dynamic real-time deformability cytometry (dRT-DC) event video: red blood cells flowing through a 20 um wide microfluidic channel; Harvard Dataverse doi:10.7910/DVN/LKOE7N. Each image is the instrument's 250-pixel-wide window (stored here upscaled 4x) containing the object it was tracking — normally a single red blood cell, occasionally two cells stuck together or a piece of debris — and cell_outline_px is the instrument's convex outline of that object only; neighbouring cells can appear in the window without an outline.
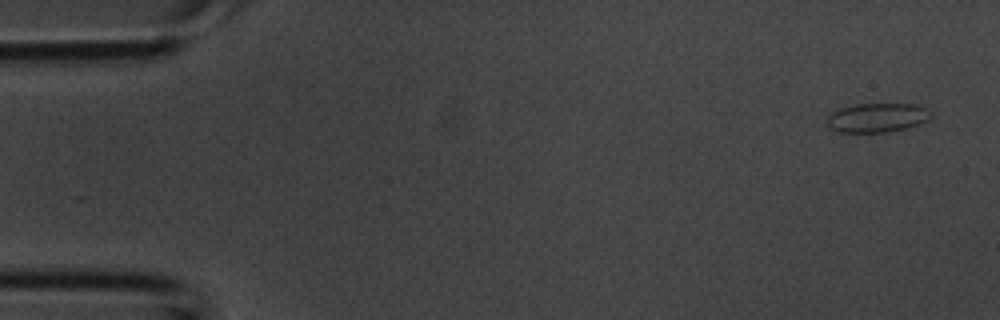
{"species": "common noctule bat (a hibernating species)", "species_latin": "Nyctalus noctula", "temperature_condition": "room temperature", "stored_images_in_passage": 5, "camera_frame_rate_fps": 3000, "um_per_image_px": 0.085, "animal": {"sex": "male", "body_mass_g": 20.1, "forearm_length_mm": 53.5}, "frame": {"image": 1, "passage_image": 1, "time_ms": 0.0, "image_size_px": [1000, 320], "cell_outline_px": [[932, 112], [928, 120], [908, 128], [888, 132], [840, 132], [832, 128], [828, 124], [828, 116], [832, 112], [840, 108], [856, 104], [916, 104]], "centroid_in_image_um": [74.58, 10.0], "position_along_channel_um": 10.4, "area_um2": 17.51}}
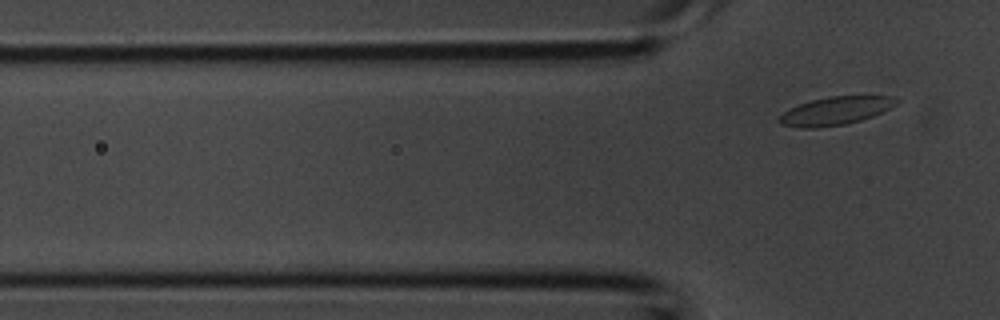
{"frame": {"image": 2, "passage_image": 5, "time_ms": 1.333, "image_size_px": [1000, 320], "cell_outline_px": [[900, 100], [896, 104], [872, 116], [860, 120], [844, 124], [816, 128], [800, 128], [780, 124], [776, 120], [784, 112], [800, 104], [812, 100], [828, 96], [892, 96]], "centroid_in_image_um": [70.99, 9.42], "position_along_channel_um": 54.8, "area_um2": 18.96}}